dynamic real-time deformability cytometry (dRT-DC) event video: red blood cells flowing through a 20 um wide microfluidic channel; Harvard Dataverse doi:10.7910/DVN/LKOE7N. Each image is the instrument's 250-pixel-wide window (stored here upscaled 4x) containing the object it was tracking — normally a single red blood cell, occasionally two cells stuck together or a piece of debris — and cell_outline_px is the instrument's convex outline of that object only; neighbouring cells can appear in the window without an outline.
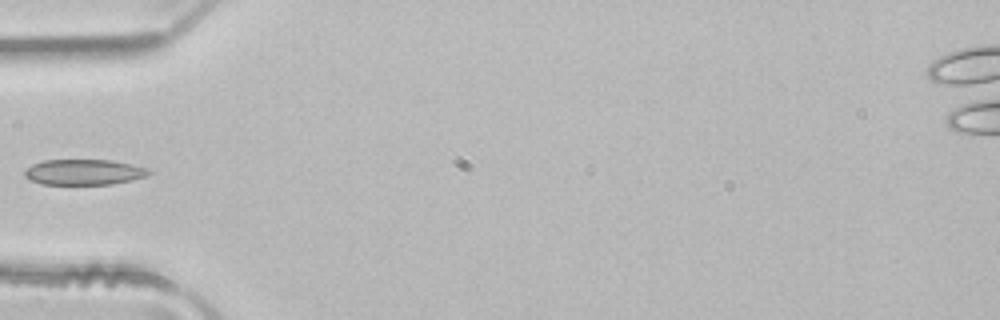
{"species": "common noctule bat (a hibernating species)", "species_latin": "Nyctalus noctula", "temperature_condition": "room temperature", "stored_images_in_passage": 4, "camera_frame_rate_fps": 3000, "um_per_image_px": 0.085, "animal": {"sex": "male", "body_mass_g": 21.5, "forearm_length_mm": 52.0}, "frame": {"image": 1, "passage_image": 4, "time_ms": 1.0, "image_size_px": [1000, 320], "cell_outline_px": [[152, 172], [148, 176], [132, 180], [112, 184], [40, 184], [28, 180], [24, 176], [24, 168], [32, 164], [44, 160], [112, 160], [132, 164], [148, 168]], "centroid_in_image_um": [7.12, 14.63], "position_along_channel_um": 77.9, "area_um2": 18.79}}